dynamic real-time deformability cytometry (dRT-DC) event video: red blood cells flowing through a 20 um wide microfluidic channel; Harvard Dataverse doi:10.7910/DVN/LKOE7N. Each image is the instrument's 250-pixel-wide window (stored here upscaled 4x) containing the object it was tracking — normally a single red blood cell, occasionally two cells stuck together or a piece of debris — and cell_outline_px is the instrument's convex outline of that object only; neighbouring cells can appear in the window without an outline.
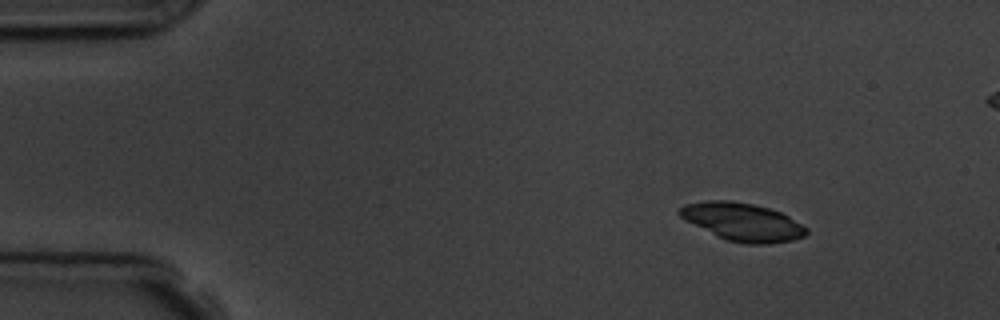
{"species": "common noctule bat (a hibernating species)", "species_latin": "Nyctalus noctula", "temperature_condition": "room temperature", "stored_images_in_passage": 11, "camera_frame_rate_fps": 3000, "um_per_image_px": 0.085, "animal": {"sex": "male", "body_mass_g": 19.5, "forearm_length_mm": 54.6}, "frame": {"image": 1, "passage_image": 2, "time_ms": 2.0, "image_size_px": [1000, 320], "cell_outline_px": [[808, 232], [804, 236], [792, 240], [768, 244], [744, 244], [728, 240], [716, 236], [680, 216], [676, 212], [684, 204], [708, 200], [732, 200], [752, 204], [768, 208], [780, 212], [788, 216], [808, 228]], "centroid_in_image_um": [63.12, 18.86], "position_along_channel_um": 21.9, "area_um2": 27.86}}